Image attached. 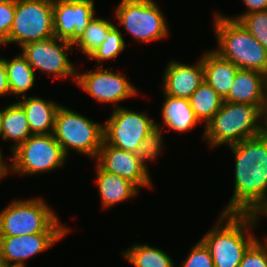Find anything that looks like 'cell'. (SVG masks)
Masks as SVG:
<instances>
[{"mask_svg": "<svg viewBox=\"0 0 267 267\" xmlns=\"http://www.w3.org/2000/svg\"><path fill=\"white\" fill-rule=\"evenodd\" d=\"M189 102L196 118L206 126L220 110L224 100L204 81L191 95Z\"/></svg>", "mask_w": 267, "mask_h": 267, "instance_id": "25", "label": "cell"}, {"mask_svg": "<svg viewBox=\"0 0 267 267\" xmlns=\"http://www.w3.org/2000/svg\"><path fill=\"white\" fill-rule=\"evenodd\" d=\"M26 113L27 121L33 135L53 133L58 103L41 97H21L17 101Z\"/></svg>", "mask_w": 267, "mask_h": 267, "instance_id": "19", "label": "cell"}, {"mask_svg": "<svg viewBox=\"0 0 267 267\" xmlns=\"http://www.w3.org/2000/svg\"><path fill=\"white\" fill-rule=\"evenodd\" d=\"M202 65L205 82L224 100L228 96L239 68L214 50H207L202 54Z\"/></svg>", "mask_w": 267, "mask_h": 267, "instance_id": "18", "label": "cell"}, {"mask_svg": "<svg viewBox=\"0 0 267 267\" xmlns=\"http://www.w3.org/2000/svg\"><path fill=\"white\" fill-rule=\"evenodd\" d=\"M11 173L32 176L62 167L67 159L53 134L31 135L12 151Z\"/></svg>", "mask_w": 267, "mask_h": 267, "instance_id": "7", "label": "cell"}, {"mask_svg": "<svg viewBox=\"0 0 267 267\" xmlns=\"http://www.w3.org/2000/svg\"><path fill=\"white\" fill-rule=\"evenodd\" d=\"M256 222H258L260 215L267 216V198L254 210L252 213ZM267 239V236L265 237Z\"/></svg>", "mask_w": 267, "mask_h": 267, "instance_id": "35", "label": "cell"}, {"mask_svg": "<svg viewBox=\"0 0 267 267\" xmlns=\"http://www.w3.org/2000/svg\"><path fill=\"white\" fill-rule=\"evenodd\" d=\"M68 233H36L0 236V258L3 263L26 266V261L48 250Z\"/></svg>", "mask_w": 267, "mask_h": 267, "instance_id": "15", "label": "cell"}, {"mask_svg": "<svg viewBox=\"0 0 267 267\" xmlns=\"http://www.w3.org/2000/svg\"><path fill=\"white\" fill-rule=\"evenodd\" d=\"M243 3L246 6V12L240 14L236 17H229L230 19L238 21L242 15H247L253 12L266 11L267 10V0H243Z\"/></svg>", "mask_w": 267, "mask_h": 267, "instance_id": "33", "label": "cell"}, {"mask_svg": "<svg viewBox=\"0 0 267 267\" xmlns=\"http://www.w3.org/2000/svg\"><path fill=\"white\" fill-rule=\"evenodd\" d=\"M96 163L105 171L116 174L139 187H152L149 170L133 152L115 148L103 141Z\"/></svg>", "mask_w": 267, "mask_h": 267, "instance_id": "14", "label": "cell"}, {"mask_svg": "<svg viewBox=\"0 0 267 267\" xmlns=\"http://www.w3.org/2000/svg\"><path fill=\"white\" fill-rule=\"evenodd\" d=\"M95 169L102 208H111L138 194L139 189L130 181L103 170L98 164Z\"/></svg>", "mask_w": 267, "mask_h": 267, "instance_id": "20", "label": "cell"}, {"mask_svg": "<svg viewBox=\"0 0 267 267\" xmlns=\"http://www.w3.org/2000/svg\"><path fill=\"white\" fill-rule=\"evenodd\" d=\"M31 135L26 113L18 102L0 110V137L13 141L11 152L24 143Z\"/></svg>", "mask_w": 267, "mask_h": 267, "instance_id": "21", "label": "cell"}, {"mask_svg": "<svg viewBox=\"0 0 267 267\" xmlns=\"http://www.w3.org/2000/svg\"><path fill=\"white\" fill-rule=\"evenodd\" d=\"M115 24L101 17H93L84 30L83 35L74 44L78 51L83 52L88 58L105 41L107 33Z\"/></svg>", "mask_w": 267, "mask_h": 267, "instance_id": "26", "label": "cell"}, {"mask_svg": "<svg viewBox=\"0 0 267 267\" xmlns=\"http://www.w3.org/2000/svg\"><path fill=\"white\" fill-rule=\"evenodd\" d=\"M217 49L222 58L233 62L241 70H255L267 74V50L239 22L221 13L214 16Z\"/></svg>", "mask_w": 267, "mask_h": 267, "instance_id": "4", "label": "cell"}, {"mask_svg": "<svg viewBox=\"0 0 267 267\" xmlns=\"http://www.w3.org/2000/svg\"><path fill=\"white\" fill-rule=\"evenodd\" d=\"M52 208L40 197L13 200L0 211V236L68 233Z\"/></svg>", "mask_w": 267, "mask_h": 267, "instance_id": "5", "label": "cell"}, {"mask_svg": "<svg viewBox=\"0 0 267 267\" xmlns=\"http://www.w3.org/2000/svg\"><path fill=\"white\" fill-rule=\"evenodd\" d=\"M205 81L202 55L193 65L172 60L163 73V93L177 98L189 99Z\"/></svg>", "mask_w": 267, "mask_h": 267, "instance_id": "16", "label": "cell"}, {"mask_svg": "<svg viewBox=\"0 0 267 267\" xmlns=\"http://www.w3.org/2000/svg\"><path fill=\"white\" fill-rule=\"evenodd\" d=\"M164 102L161 110L164 125L169 130L187 132L192 130L199 122L190 105L189 99L177 98L164 94Z\"/></svg>", "mask_w": 267, "mask_h": 267, "instance_id": "22", "label": "cell"}, {"mask_svg": "<svg viewBox=\"0 0 267 267\" xmlns=\"http://www.w3.org/2000/svg\"><path fill=\"white\" fill-rule=\"evenodd\" d=\"M54 36L53 0H15V13L7 44L20 47Z\"/></svg>", "mask_w": 267, "mask_h": 267, "instance_id": "9", "label": "cell"}, {"mask_svg": "<svg viewBox=\"0 0 267 267\" xmlns=\"http://www.w3.org/2000/svg\"><path fill=\"white\" fill-rule=\"evenodd\" d=\"M180 267H214L210 251L201 239L192 246Z\"/></svg>", "mask_w": 267, "mask_h": 267, "instance_id": "31", "label": "cell"}, {"mask_svg": "<svg viewBox=\"0 0 267 267\" xmlns=\"http://www.w3.org/2000/svg\"><path fill=\"white\" fill-rule=\"evenodd\" d=\"M264 133L267 134V103H264Z\"/></svg>", "mask_w": 267, "mask_h": 267, "instance_id": "37", "label": "cell"}, {"mask_svg": "<svg viewBox=\"0 0 267 267\" xmlns=\"http://www.w3.org/2000/svg\"><path fill=\"white\" fill-rule=\"evenodd\" d=\"M256 224L252 214L221 213L216 225L201 238L210 251L214 267L240 265L247 249L257 240L251 232Z\"/></svg>", "mask_w": 267, "mask_h": 267, "instance_id": "2", "label": "cell"}, {"mask_svg": "<svg viewBox=\"0 0 267 267\" xmlns=\"http://www.w3.org/2000/svg\"><path fill=\"white\" fill-rule=\"evenodd\" d=\"M2 156L3 154L0 150V180L3 179L5 176H8L7 174L11 173V166H7L6 161H4V158Z\"/></svg>", "mask_w": 267, "mask_h": 267, "instance_id": "36", "label": "cell"}, {"mask_svg": "<svg viewBox=\"0 0 267 267\" xmlns=\"http://www.w3.org/2000/svg\"><path fill=\"white\" fill-rule=\"evenodd\" d=\"M238 267H267V239H257L247 249Z\"/></svg>", "mask_w": 267, "mask_h": 267, "instance_id": "30", "label": "cell"}, {"mask_svg": "<svg viewBox=\"0 0 267 267\" xmlns=\"http://www.w3.org/2000/svg\"><path fill=\"white\" fill-rule=\"evenodd\" d=\"M224 101L241 104L264 105L265 74L255 70L239 69Z\"/></svg>", "mask_w": 267, "mask_h": 267, "instance_id": "17", "label": "cell"}, {"mask_svg": "<svg viewBox=\"0 0 267 267\" xmlns=\"http://www.w3.org/2000/svg\"><path fill=\"white\" fill-rule=\"evenodd\" d=\"M121 254L134 267H176L167 252L148 244H134Z\"/></svg>", "mask_w": 267, "mask_h": 267, "instance_id": "24", "label": "cell"}, {"mask_svg": "<svg viewBox=\"0 0 267 267\" xmlns=\"http://www.w3.org/2000/svg\"><path fill=\"white\" fill-rule=\"evenodd\" d=\"M264 105L224 101L205 126L202 137L208 147L233 145L264 133Z\"/></svg>", "mask_w": 267, "mask_h": 267, "instance_id": "3", "label": "cell"}, {"mask_svg": "<svg viewBox=\"0 0 267 267\" xmlns=\"http://www.w3.org/2000/svg\"><path fill=\"white\" fill-rule=\"evenodd\" d=\"M267 103V74H265V101Z\"/></svg>", "mask_w": 267, "mask_h": 267, "instance_id": "39", "label": "cell"}, {"mask_svg": "<svg viewBox=\"0 0 267 267\" xmlns=\"http://www.w3.org/2000/svg\"><path fill=\"white\" fill-rule=\"evenodd\" d=\"M92 70L83 73L78 71L76 84L96 102L112 103L113 109H116L119 107L118 104L115 105L116 103L138 95V89L132 82H129L125 75L100 66H97V70Z\"/></svg>", "mask_w": 267, "mask_h": 267, "instance_id": "12", "label": "cell"}, {"mask_svg": "<svg viewBox=\"0 0 267 267\" xmlns=\"http://www.w3.org/2000/svg\"><path fill=\"white\" fill-rule=\"evenodd\" d=\"M2 265H3V261L0 258V267H2Z\"/></svg>", "mask_w": 267, "mask_h": 267, "instance_id": "40", "label": "cell"}, {"mask_svg": "<svg viewBox=\"0 0 267 267\" xmlns=\"http://www.w3.org/2000/svg\"><path fill=\"white\" fill-rule=\"evenodd\" d=\"M228 147L235 156L234 191L221 213L252 214L267 198V134Z\"/></svg>", "mask_w": 267, "mask_h": 267, "instance_id": "1", "label": "cell"}, {"mask_svg": "<svg viewBox=\"0 0 267 267\" xmlns=\"http://www.w3.org/2000/svg\"><path fill=\"white\" fill-rule=\"evenodd\" d=\"M122 34L121 30L114 25L107 33L105 41L101 43L89 59L97 61L98 66H103L102 62L119 56L126 47L125 39Z\"/></svg>", "mask_w": 267, "mask_h": 267, "instance_id": "27", "label": "cell"}, {"mask_svg": "<svg viewBox=\"0 0 267 267\" xmlns=\"http://www.w3.org/2000/svg\"><path fill=\"white\" fill-rule=\"evenodd\" d=\"M52 134L66 156L71 149L96 159L104 141V125L61 105Z\"/></svg>", "mask_w": 267, "mask_h": 267, "instance_id": "6", "label": "cell"}, {"mask_svg": "<svg viewBox=\"0 0 267 267\" xmlns=\"http://www.w3.org/2000/svg\"><path fill=\"white\" fill-rule=\"evenodd\" d=\"M5 94L10 96V89L7 79L6 65L4 60L0 57V96Z\"/></svg>", "mask_w": 267, "mask_h": 267, "instance_id": "34", "label": "cell"}, {"mask_svg": "<svg viewBox=\"0 0 267 267\" xmlns=\"http://www.w3.org/2000/svg\"><path fill=\"white\" fill-rule=\"evenodd\" d=\"M115 16L120 26L140 43L160 40L169 32L167 20L154 0H122Z\"/></svg>", "mask_w": 267, "mask_h": 267, "instance_id": "8", "label": "cell"}, {"mask_svg": "<svg viewBox=\"0 0 267 267\" xmlns=\"http://www.w3.org/2000/svg\"><path fill=\"white\" fill-rule=\"evenodd\" d=\"M74 45L55 36L46 40L34 41L24 44L22 55L34 69L47 73L52 78H72L74 83L77 79V69L68 58L67 54Z\"/></svg>", "mask_w": 267, "mask_h": 267, "instance_id": "11", "label": "cell"}, {"mask_svg": "<svg viewBox=\"0 0 267 267\" xmlns=\"http://www.w3.org/2000/svg\"><path fill=\"white\" fill-rule=\"evenodd\" d=\"M94 0H53L54 36L75 44L96 15Z\"/></svg>", "mask_w": 267, "mask_h": 267, "instance_id": "13", "label": "cell"}, {"mask_svg": "<svg viewBox=\"0 0 267 267\" xmlns=\"http://www.w3.org/2000/svg\"><path fill=\"white\" fill-rule=\"evenodd\" d=\"M162 128L156 122V127L143 139L140 146L135 151V155L139 158L142 164L148 169L146 162L155 161L156 157L161 154L163 147Z\"/></svg>", "mask_w": 267, "mask_h": 267, "instance_id": "28", "label": "cell"}, {"mask_svg": "<svg viewBox=\"0 0 267 267\" xmlns=\"http://www.w3.org/2000/svg\"><path fill=\"white\" fill-rule=\"evenodd\" d=\"M238 21L267 50V10L242 15Z\"/></svg>", "mask_w": 267, "mask_h": 267, "instance_id": "29", "label": "cell"}, {"mask_svg": "<svg viewBox=\"0 0 267 267\" xmlns=\"http://www.w3.org/2000/svg\"><path fill=\"white\" fill-rule=\"evenodd\" d=\"M2 267H26V266H24V265H16V264L3 263Z\"/></svg>", "mask_w": 267, "mask_h": 267, "instance_id": "38", "label": "cell"}, {"mask_svg": "<svg viewBox=\"0 0 267 267\" xmlns=\"http://www.w3.org/2000/svg\"><path fill=\"white\" fill-rule=\"evenodd\" d=\"M104 125V141L121 150H137L143 139L156 127V121L147 113L125 107L113 109Z\"/></svg>", "mask_w": 267, "mask_h": 267, "instance_id": "10", "label": "cell"}, {"mask_svg": "<svg viewBox=\"0 0 267 267\" xmlns=\"http://www.w3.org/2000/svg\"><path fill=\"white\" fill-rule=\"evenodd\" d=\"M1 58L6 65L10 95L26 96V92L35 84L36 72L21 53L10 60Z\"/></svg>", "mask_w": 267, "mask_h": 267, "instance_id": "23", "label": "cell"}, {"mask_svg": "<svg viewBox=\"0 0 267 267\" xmlns=\"http://www.w3.org/2000/svg\"><path fill=\"white\" fill-rule=\"evenodd\" d=\"M15 0H0V43L6 44L13 24Z\"/></svg>", "mask_w": 267, "mask_h": 267, "instance_id": "32", "label": "cell"}]
</instances>
